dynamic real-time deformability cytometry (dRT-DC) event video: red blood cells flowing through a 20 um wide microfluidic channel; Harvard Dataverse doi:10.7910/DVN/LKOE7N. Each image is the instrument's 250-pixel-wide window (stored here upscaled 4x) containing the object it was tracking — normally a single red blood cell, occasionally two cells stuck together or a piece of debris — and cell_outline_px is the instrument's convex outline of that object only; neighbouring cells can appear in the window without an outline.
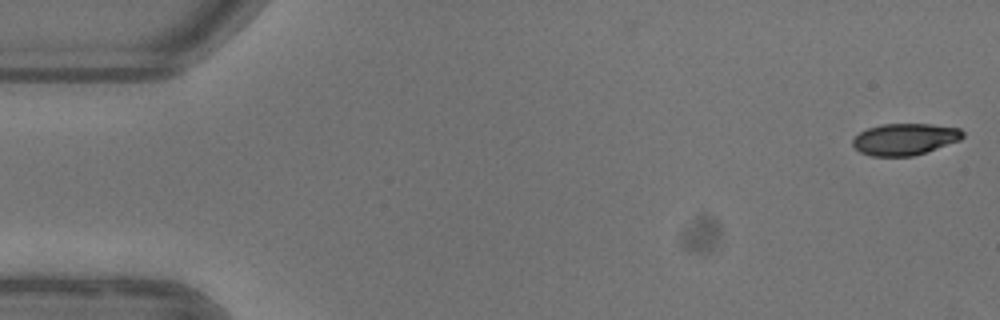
{"species": "common noctule bat (a hibernating species)", "species_latin": "Nyctalus noctula", "temperature_condition": "warm", "stored_images_in_passage": 15, "camera_frame_rate_fps": 3000, "um_per_image_px": 0.085, "animal": {"sex": "female"}, "frame": {"image": 1, "passage_image": 1, "time_ms": 0.0, "image_size_px": [1000, 320], "cell_outline_px": [[964, 136], [960, 140], [912, 156], [872, 156], [860, 152], [852, 144], [852, 140], [860, 132], [868, 128], [884, 124], [932, 124], [960, 128], [964, 132]], "centroid_in_image_um": [76.91, 11.82], "position_along_channel_um": 8.1, "area_um2": 20.11}}
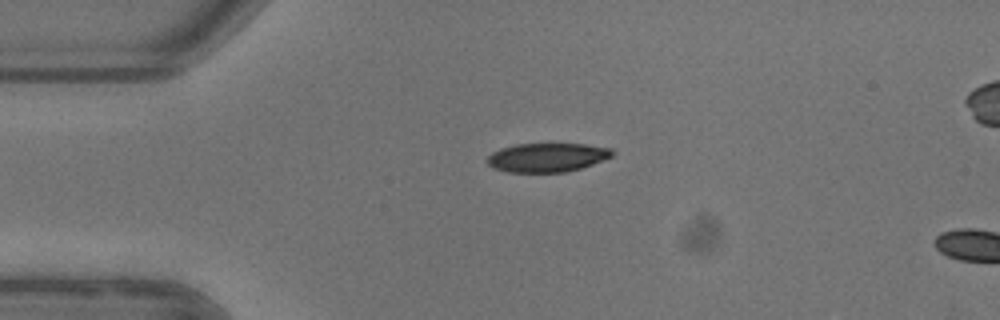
{"frame": {"image": 2, "passage_image": 12, "time_ms": 3.667, "image_size_px": [1000, 320], "cell_outline_px": [[616, 152], [612, 156], [604, 160], [580, 168], [564, 172], [508, 172], [492, 168], [488, 164], [488, 156], [492, 152], [500, 148], [516, 144], [584, 144], [612, 148]], "centroid_in_image_um": [46.51, 13.38], "position_along_channel_um": 38.5, "area_um2": 21.1}}